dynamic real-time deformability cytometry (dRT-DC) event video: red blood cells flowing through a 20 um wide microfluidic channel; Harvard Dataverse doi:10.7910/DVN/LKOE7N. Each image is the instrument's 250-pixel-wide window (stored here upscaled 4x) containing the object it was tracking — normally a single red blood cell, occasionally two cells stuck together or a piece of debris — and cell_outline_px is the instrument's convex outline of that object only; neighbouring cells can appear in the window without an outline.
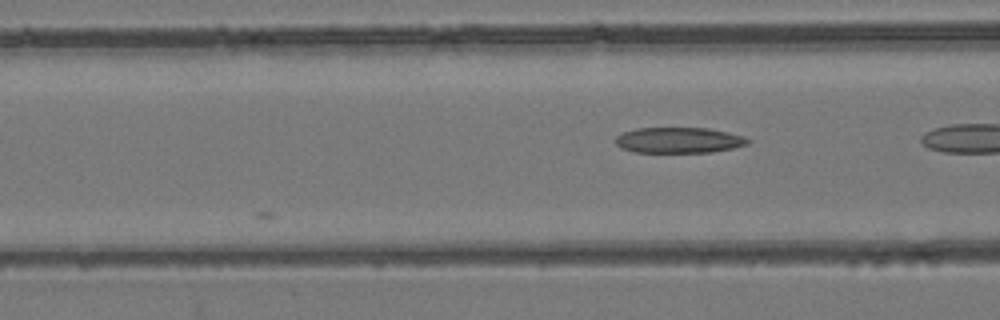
{"species": "common noctule bat (a hibernating species)", "species_latin": "Nyctalus noctula", "temperature_condition": "room temperature", "stored_images_in_passage": 5, "camera_frame_rate_fps": 3000, "um_per_image_px": 0.085, "animal": {"sex": "female", "body_mass_g": 24.6, "forearm_length_mm": 56.2}, "frame": {"image": 1, "passage_image": 5, "time_ms": 1.333, "image_size_px": [1000, 320], "cell_outline_px": [[752, 140], [748, 144], [732, 148], [712, 152], [632, 152], [620, 148], [616, 144], [616, 136], [624, 132], [636, 128], [708, 128], [728, 132], [744, 136]], "centroid_in_image_um": [57.71, 11.92], "position_along_channel_um": 108.9, "area_um2": 19.88}}